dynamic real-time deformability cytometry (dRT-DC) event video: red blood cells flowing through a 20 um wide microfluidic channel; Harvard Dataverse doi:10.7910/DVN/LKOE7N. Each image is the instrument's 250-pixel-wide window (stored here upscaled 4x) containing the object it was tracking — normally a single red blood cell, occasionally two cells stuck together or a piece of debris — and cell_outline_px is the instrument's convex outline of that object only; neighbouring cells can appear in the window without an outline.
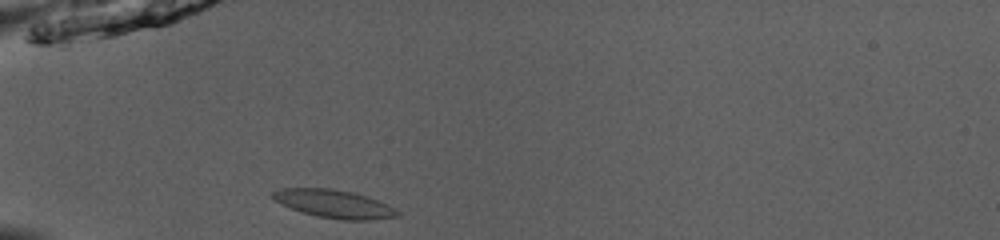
{"species": "common noctule bat (a hibernating species)", "species_latin": "Nyctalus noctula", "temperature_condition": "room temperature", "stored_images_in_passage": 35, "camera_frame_rate_fps": 3000, "um_per_image_px": 0.085, "animal": {"sex": "male", "body_mass_g": 13.0, "forearm_length_mm": 53.1}, "frame": {"image": 1, "passage_image": 1, "time_ms": 0.0, "image_size_px": [1000, 240], "cell_outline_px": [[400, 216], [368, 220], [340, 220], [316, 216], [280, 204], [268, 196], [268, 192], [276, 188], [328, 188], [352, 192], [368, 196], [388, 204], [400, 212]], "centroid_in_image_um": [28.34, 17.31], "position_along_channel_um": 56.7, "area_um2": 20.75}}
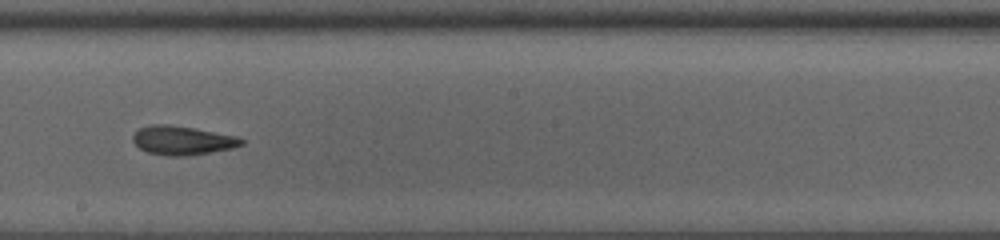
{"frame": {"image": 2, "passage_image": 15, "time_ms": 4.667, "image_size_px": [1000, 240], "cell_outline_px": [[244, 144], [232, 148], [184, 156], [168, 156], [148, 152], [140, 148], [132, 140], [132, 136], [140, 128], [148, 124], [168, 124], [196, 128], [236, 136], [244, 140]], "centroid_in_image_um": [15.49, 11.92], "position_along_channel_um": 232.7, "area_um2": 18.21}}
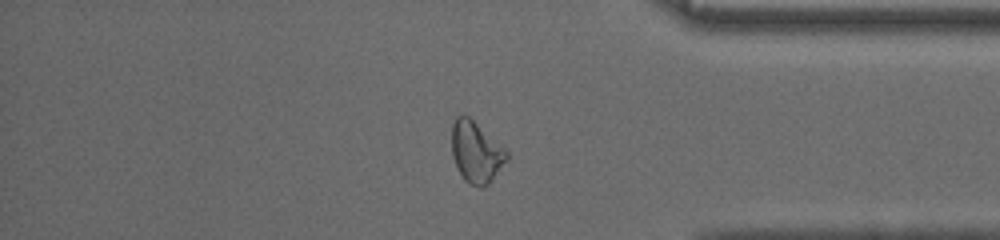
{"frame": {"image": 3, "passage_image": 28, "time_ms": 9.0, "image_size_px": [1000, 240], "cell_outline_px": [[508, 160], [492, 180], [484, 188], [480, 188], [468, 184], [464, 180], [456, 168], [452, 156], [452, 124], [456, 116], [468, 116], [504, 148], [508, 152]], "centroid_in_image_um": [40.46, 12.98], "position_along_channel_um": 394.7, "area_um2": 19.65}, "authors_computed_cell_mechanics": {"area_um2": 18.4382, "velocity_mm_per_s": 4.0014, "shape_relaxation_time_tau1_ms": null, "shape_relaxation_time_tau2_ms": 2.4706, "deformation_change_tau1": null, "deformation_change_tau2": 0.0782}}